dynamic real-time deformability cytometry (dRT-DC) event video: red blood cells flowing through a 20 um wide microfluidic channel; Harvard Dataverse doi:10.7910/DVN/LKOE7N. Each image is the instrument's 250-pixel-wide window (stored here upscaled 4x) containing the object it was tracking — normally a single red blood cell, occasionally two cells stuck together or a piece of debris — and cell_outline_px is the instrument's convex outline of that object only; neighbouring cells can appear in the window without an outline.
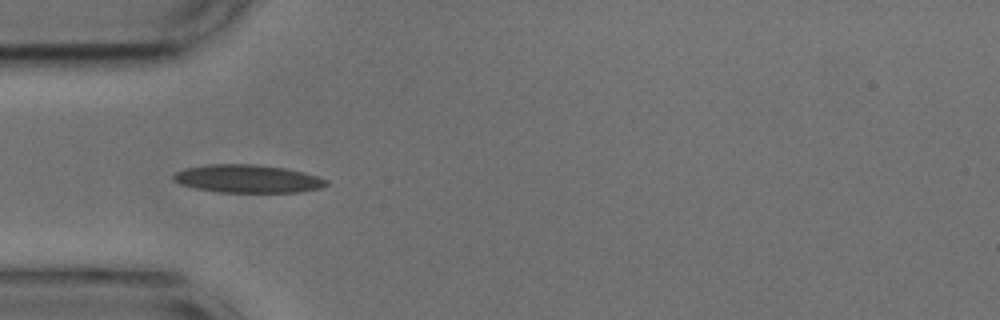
{"species": "common noctule bat (a hibernating species)", "species_latin": "Nyctalus noctula", "temperature_condition": "cold", "stored_images_in_passage": 6, "camera_frame_rate_fps": 3000, "um_per_image_px": 0.085, "animal": {"sex": "male", "body_mass_g": 17.9, "forearm_length_mm": 54.2}, "frame": {"image": 1, "passage_image": 1, "time_ms": 0.0, "image_size_px": [1000, 320], "cell_outline_px": [[328, 184], [320, 188], [300, 192], [216, 192], [196, 188], [180, 184], [172, 180], [172, 176], [176, 172], [184, 168], [212, 164], [256, 164], [284, 168], [304, 172], [328, 180]], "centroid_in_image_um": [21.03, 15.19], "position_along_channel_um": 64.0, "area_um2": 24.97}}